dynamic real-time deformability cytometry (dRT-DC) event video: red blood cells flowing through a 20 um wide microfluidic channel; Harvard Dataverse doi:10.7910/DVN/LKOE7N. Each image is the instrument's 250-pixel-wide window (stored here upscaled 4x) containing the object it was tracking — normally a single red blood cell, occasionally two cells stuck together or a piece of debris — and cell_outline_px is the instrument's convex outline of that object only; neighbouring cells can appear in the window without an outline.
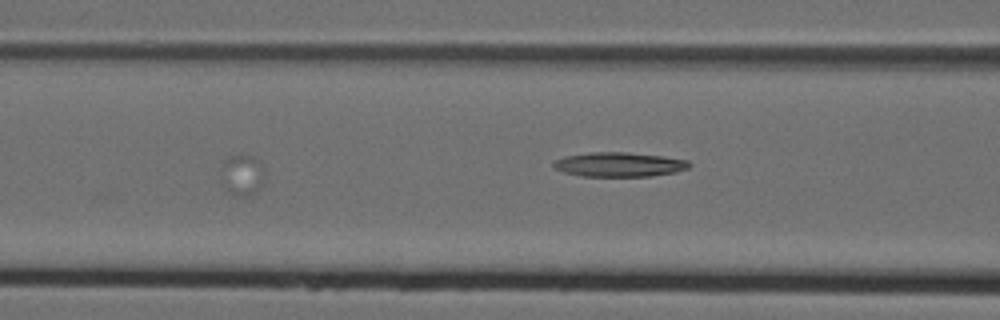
{"species": "Egyptian fruit bat (a non-hibernating species)", "species_latin": "Rousettus aegyptiacus", "temperature_condition": "cold", "stored_images_in_passage": 7, "camera_frame_rate_fps": 3000, "um_per_image_px": 0.085, "animal": {"sex": "female"}, "frame": {"image": 1, "passage_image": 7, "time_ms": 2.0, "image_size_px": [1000, 320], "cell_outline_px": [[692, 164], [688, 168], [676, 172], [652, 176], [580, 176], [564, 172], [556, 168], [552, 164], [556, 160], [564, 156], [588, 152], [628, 152], [664, 156], [688, 160]], "centroid_in_image_um": [52.66, 13.97], "position_along_channel_um": 113.9, "area_um2": 19.42}}